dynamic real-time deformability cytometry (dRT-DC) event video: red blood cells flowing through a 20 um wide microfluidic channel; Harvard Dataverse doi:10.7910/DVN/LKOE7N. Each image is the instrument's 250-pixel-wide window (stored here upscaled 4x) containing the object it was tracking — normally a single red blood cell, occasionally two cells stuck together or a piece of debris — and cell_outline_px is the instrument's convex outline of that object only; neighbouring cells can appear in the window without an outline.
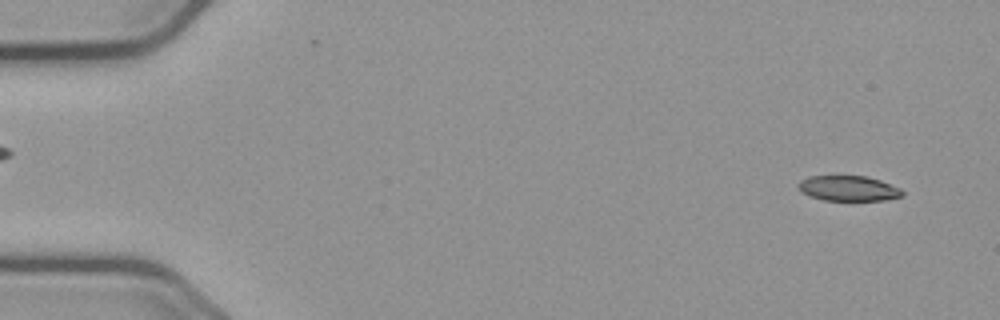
{"species": "common noctule bat (a hibernating species)", "species_latin": "Nyctalus noctula", "temperature_condition": "cold", "stored_images_in_passage": 58, "camera_frame_rate_fps": 3000, "um_per_image_px": 0.085, "animal": {"sex": "male", "body_mass_g": 23.1, "forearm_length_mm": 52.7}, "frame": {"image": 1, "passage_image": 4, "time_ms": 1.0, "image_size_px": [1000, 320], "cell_outline_px": [[904, 196], [884, 200], [824, 200], [808, 196], [800, 192], [796, 184], [800, 180], [808, 176], [864, 176], [880, 180], [900, 188], [904, 192]], "centroid_in_image_um": [72.08, 16.01], "position_along_channel_um": 12.9, "area_um2": 15.43}}
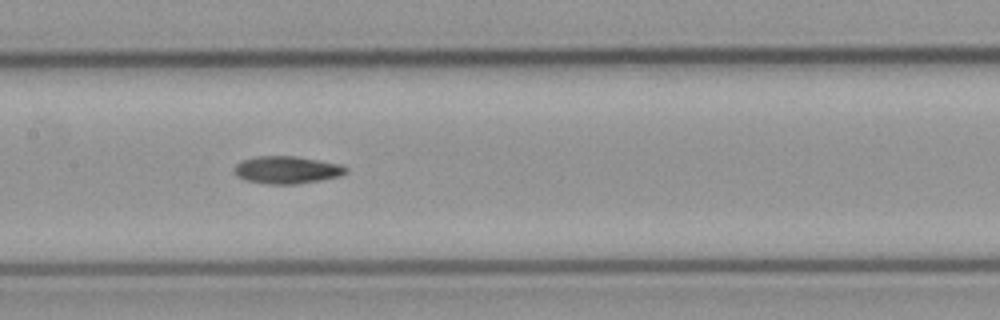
{"frame": {"image": 2, "passage_image": 28, "time_ms": 9.0, "image_size_px": [1000, 320], "cell_outline_px": [[348, 172], [340, 176], [320, 180], [296, 184], [268, 184], [244, 180], [236, 176], [236, 164], [240, 160], [256, 156], [296, 156], [340, 164], [348, 168]], "centroid_in_image_um": [24.39, 14.44], "position_along_channel_um": 183.0, "area_um2": 17.92}}
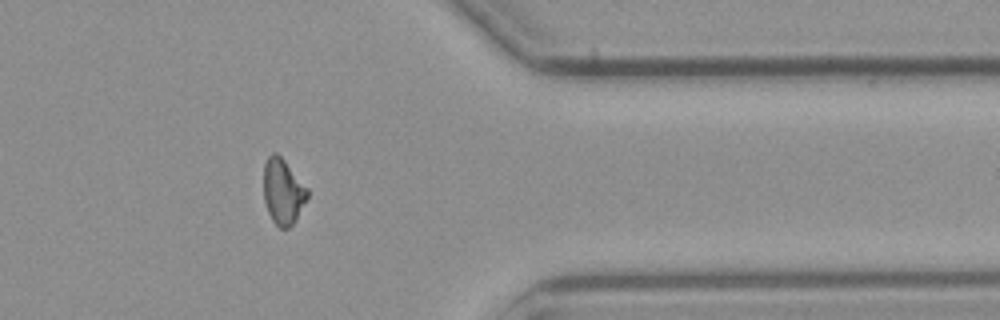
{"frame": {"image": 3, "passage_image": 46, "time_ms": 15.0, "image_size_px": [1000, 320], "cell_outline_px": [[308, 196], [296, 220], [288, 228], [280, 228], [272, 220], [268, 212], [264, 200], [264, 164], [268, 156], [272, 152], [276, 152], [284, 160], [308, 188]], "centroid_in_image_um": [24.05, 16.28], "position_along_channel_um": 387.4, "area_um2": 16.65}, "authors_computed_cell_mechanics": {"area_um2": 17.0799, "velocity_mm_per_s": 3.6746, "shape_relaxation_time_tau1_ms": null, "shape_relaxation_time_tau2_ms": 6.2149, "deformation_change_tau1": null, "deformation_change_tau2": 0.1251}}